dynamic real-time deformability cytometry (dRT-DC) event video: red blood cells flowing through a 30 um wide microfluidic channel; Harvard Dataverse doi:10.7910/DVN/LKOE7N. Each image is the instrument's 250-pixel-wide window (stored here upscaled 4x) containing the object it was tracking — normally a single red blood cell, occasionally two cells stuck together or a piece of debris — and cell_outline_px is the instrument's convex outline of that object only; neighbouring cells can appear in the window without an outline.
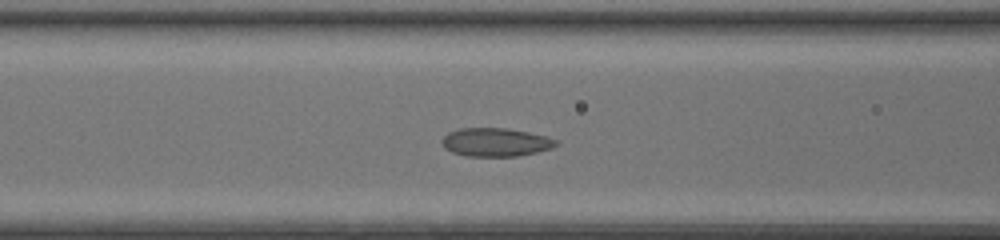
{"species": "common noctule bat (a hibernating species)", "species_latin": "Nyctalus noctula", "temperature_condition": "room temperature", "stored_images_in_passage": 37, "camera_frame_rate_fps": 3000, "um_per_image_px": 0.085, "animal": {"sex": "female", "body_mass_g": 20.0, "forearm_length_mm": 54.0}, "frame": {"image": 1, "passage_image": 9, "time_ms": 2.667, "image_size_px": [1000, 240], "cell_outline_px": [[556, 144], [552, 148], [536, 152], [516, 156], [464, 156], [452, 152], [444, 148], [440, 140], [448, 132], [460, 128], [504, 128], [528, 132], [544, 136], [556, 140]], "centroid_in_image_um": [42.06, 12.09], "position_along_channel_um": 124.5, "area_um2": 18.79}}
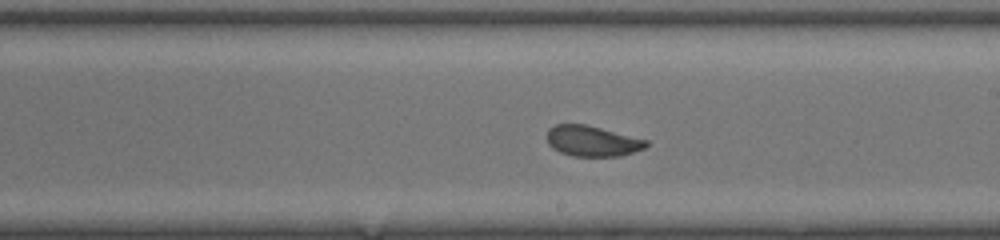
{"frame": {"image": 2, "passage_image": 17, "time_ms": 5.333, "image_size_px": [1000, 240], "cell_outline_px": [[648, 144], [644, 148], [620, 156], [572, 156], [560, 152], [552, 148], [548, 144], [548, 128], [556, 124], [584, 124], [648, 140]], "centroid_in_image_um": [50.31, 11.99], "position_along_channel_um": 238.7, "area_um2": 17.51}}
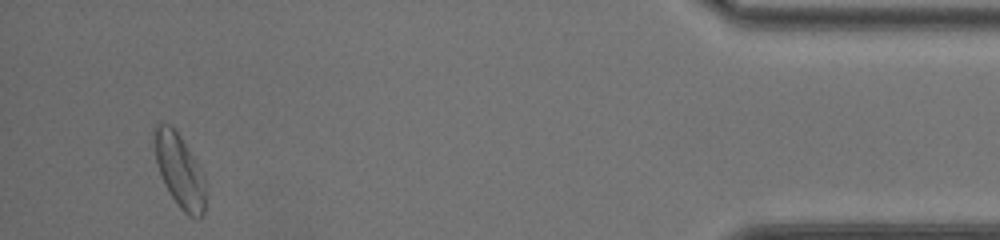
{"frame": {"image": 3, "passage_image": 34, "time_ms": 11.0, "image_size_px": [1000, 240], "cell_outline_px": [[204, 216], [196, 220], [188, 216], [180, 208], [164, 184], [156, 160], [152, 144], [152, 132], [156, 124], [168, 124], [180, 136], [204, 176]], "centroid_in_image_um": [15.23, 14.52], "position_along_channel_um": 420.0, "area_um2": 21.68}}